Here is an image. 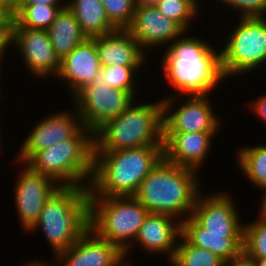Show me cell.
I'll use <instances>...</instances> for the list:
<instances>
[{
  "label": "cell",
  "mask_w": 266,
  "mask_h": 266,
  "mask_svg": "<svg viewBox=\"0 0 266 266\" xmlns=\"http://www.w3.org/2000/svg\"><path fill=\"white\" fill-rule=\"evenodd\" d=\"M95 45L101 66H142L147 60L146 52L127 29L96 36Z\"/></svg>",
  "instance_id": "cell-20"
},
{
  "label": "cell",
  "mask_w": 266,
  "mask_h": 266,
  "mask_svg": "<svg viewBox=\"0 0 266 266\" xmlns=\"http://www.w3.org/2000/svg\"><path fill=\"white\" fill-rule=\"evenodd\" d=\"M1 66H2V65L0 64V74H2V73H1V72H2V71H1L2 67H1ZM0 78H1V75H0Z\"/></svg>",
  "instance_id": "cell-44"
},
{
  "label": "cell",
  "mask_w": 266,
  "mask_h": 266,
  "mask_svg": "<svg viewBox=\"0 0 266 266\" xmlns=\"http://www.w3.org/2000/svg\"><path fill=\"white\" fill-rule=\"evenodd\" d=\"M225 266H257L256 260L248 256L243 250L227 262Z\"/></svg>",
  "instance_id": "cell-34"
},
{
  "label": "cell",
  "mask_w": 266,
  "mask_h": 266,
  "mask_svg": "<svg viewBox=\"0 0 266 266\" xmlns=\"http://www.w3.org/2000/svg\"><path fill=\"white\" fill-rule=\"evenodd\" d=\"M229 32L226 45L220 50L221 71L224 78L257 71L266 64V18H238ZM255 69V70H254Z\"/></svg>",
  "instance_id": "cell-8"
},
{
  "label": "cell",
  "mask_w": 266,
  "mask_h": 266,
  "mask_svg": "<svg viewBox=\"0 0 266 266\" xmlns=\"http://www.w3.org/2000/svg\"><path fill=\"white\" fill-rule=\"evenodd\" d=\"M66 7L74 14L87 38L117 30L108 19L101 0H68Z\"/></svg>",
  "instance_id": "cell-22"
},
{
  "label": "cell",
  "mask_w": 266,
  "mask_h": 266,
  "mask_svg": "<svg viewBox=\"0 0 266 266\" xmlns=\"http://www.w3.org/2000/svg\"><path fill=\"white\" fill-rule=\"evenodd\" d=\"M175 254L170 261L172 266H225L226 262L208 249L190 244L180 235Z\"/></svg>",
  "instance_id": "cell-26"
},
{
  "label": "cell",
  "mask_w": 266,
  "mask_h": 266,
  "mask_svg": "<svg viewBox=\"0 0 266 266\" xmlns=\"http://www.w3.org/2000/svg\"><path fill=\"white\" fill-rule=\"evenodd\" d=\"M217 132H163L164 158L196 171L203 165Z\"/></svg>",
  "instance_id": "cell-18"
},
{
  "label": "cell",
  "mask_w": 266,
  "mask_h": 266,
  "mask_svg": "<svg viewBox=\"0 0 266 266\" xmlns=\"http://www.w3.org/2000/svg\"><path fill=\"white\" fill-rule=\"evenodd\" d=\"M89 197L87 187L61 186L47 200L28 233L41 229L55 258L90 228Z\"/></svg>",
  "instance_id": "cell-4"
},
{
  "label": "cell",
  "mask_w": 266,
  "mask_h": 266,
  "mask_svg": "<svg viewBox=\"0 0 266 266\" xmlns=\"http://www.w3.org/2000/svg\"><path fill=\"white\" fill-rule=\"evenodd\" d=\"M261 189L263 190V198L259 209L266 210V185H264Z\"/></svg>",
  "instance_id": "cell-40"
},
{
  "label": "cell",
  "mask_w": 266,
  "mask_h": 266,
  "mask_svg": "<svg viewBox=\"0 0 266 266\" xmlns=\"http://www.w3.org/2000/svg\"><path fill=\"white\" fill-rule=\"evenodd\" d=\"M163 157V146L94 150L90 196H134Z\"/></svg>",
  "instance_id": "cell-2"
},
{
  "label": "cell",
  "mask_w": 266,
  "mask_h": 266,
  "mask_svg": "<svg viewBox=\"0 0 266 266\" xmlns=\"http://www.w3.org/2000/svg\"><path fill=\"white\" fill-rule=\"evenodd\" d=\"M4 8L13 16L19 9H21L26 0H0Z\"/></svg>",
  "instance_id": "cell-35"
},
{
  "label": "cell",
  "mask_w": 266,
  "mask_h": 266,
  "mask_svg": "<svg viewBox=\"0 0 266 266\" xmlns=\"http://www.w3.org/2000/svg\"><path fill=\"white\" fill-rule=\"evenodd\" d=\"M180 235L181 222L178 219L164 214L148 213L134 242L150 254L166 255L170 262Z\"/></svg>",
  "instance_id": "cell-19"
},
{
  "label": "cell",
  "mask_w": 266,
  "mask_h": 266,
  "mask_svg": "<svg viewBox=\"0 0 266 266\" xmlns=\"http://www.w3.org/2000/svg\"><path fill=\"white\" fill-rule=\"evenodd\" d=\"M181 235L190 244L208 249L226 263L242 251L243 235L206 234V229L200 226L191 216L182 217Z\"/></svg>",
  "instance_id": "cell-21"
},
{
  "label": "cell",
  "mask_w": 266,
  "mask_h": 266,
  "mask_svg": "<svg viewBox=\"0 0 266 266\" xmlns=\"http://www.w3.org/2000/svg\"><path fill=\"white\" fill-rule=\"evenodd\" d=\"M184 34L164 50L163 75L177 92L172 96L209 95L225 80L220 51L205 39Z\"/></svg>",
  "instance_id": "cell-1"
},
{
  "label": "cell",
  "mask_w": 266,
  "mask_h": 266,
  "mask_svg": "<svg viewBox=\"0 0 266 266\" xmlns=\"http://www.w3.org/2000/svg\"><path fill=\"white\" fill-rule=\"evenodd\" d=\"M242 250L251 258H266V223L259 216L244 224Z\"/></svg>",
  "instance_id": "cell-29"
},
{
  "label": "cell",
  "mask_w": 266,
  "mask_h": 266,
  "mask_svg": "<svg viewBox=\"0 0 266 266\" xmlns=\"http://www.w3.org/2000/svg\"><path fill=\"white\" fill-rule=\"evenodd\" d=\"M257 266H266V258L263 259H255Z\"/></svg>",
  "instance_id": "cell-41"
},
{
  "label": "cell",
  "mask_w": 266,
  "mask_h": 266,
  "mask_svg": "<svg viewBox=\"0 0 266 266\" xmlns=\"http://www.w3.org/2000/svg\"><path fill=\"white\" fill-rule=\"evenodd\" d=\"M158 0H135V7L155 6Z\"/></svg>",
  "instance_id": "cell-38"
},
{
  "label": "cell",
  "mask_w": 266,
  "mask_h": 266,
  "mask_svg": "<svg viewBox=\"0 0 266 266\" xmlns=\"http://www.w3.org/2000/svg\"><path fill=\"white\" fill-rule=\"evenodd\" d=\"M237 164L241 172L256 188L266 185V143L242 147L237 152Z\"/></svg>",
  "instance_id": "cell-24"
},
{
  "label": "cell",
  "mask_w": 266,
  "mask_h": 266,
  "mask_svg": "<svg viewBox=\"0 0 266 266\" xmlns=\"http://www.w3.org/2000/svg\"><path fill=\"white\" fill-rule=\"evenodd\" d=\"M36 4L66 5V1L64 0H26L24 5H36Z\"/></svg>",
  "instance_id": "cell-37"
},
{
  "label": "cell",
  "mask_w": 266,
  "mask_h": 266,
  "mask_svg": "<svg viewBox=\"0 0 266 266\" xmlns=\"http://www.w3.org/2000/svg\"><path fill=\"white\" fill-rule=\"evenodd\" d=\"M127 30L146 53L155 46H168L183 33L187 34L177 22L163 16L156 6L135 7L132 23Z\"/></svg>",
  "instance_id": "cell-16"
},
{
  "label": "cell",
  "mask_w": 266,
  "mask_h": 266,
  "mask_svg": "<svg viewBox=\"0 0 266 266\" xmlns=\"http://www.w3.org/2000/svg\"><path fill=\"white\" fill-rule=\"evenodd\" d=\"M74 112L64 110L48 114L36 123L29 135L21 143L16 163L22 165L37 151L43 150L66 139L73 138L83 127L80 115L74 107Z\"/></svg>",
  "instance_id": "cell-12"
},
{
  "label": "cell",
  "mask_w": 266,
  "mask_h": 266,
  "mask_svg": "<svg viewBox=\"0 0 266 266\" xmlns=\"http://www.w3.org/2000/svg\"><path fill=\"white\" fill-rule=\"evenodd\" d=\"M163 16L173 19L186 32L190 28L191 20L198 17V0H158L155 5Z\"/></svg>",
  "instance_id": "cell-28"
},
{
  "label": "cell",
  "mask_w": 266,
  "mask_h": 266,
  "mask_svg": "<svg viewBox=\"0 0 266 266\" xmlns=\"http://www.w3.org/2000/svg\"><path fill=\"white\" fill-rule=\"evenodd\" d=\"M30 74L39 78L57 76L61 60L56 55L47 30L12 27V42Z\"/></svg>",
  "instance_id": "cell-13"
},
{
  "label": "cell",
  "mask_w": 266,
  "mask_h": 266,
  "mask_svg": "<svg viewBox=\"0 0 266 266\" xmlns=\"http://www.w3.org/2000/svg\"><path fill=\"white\" fill-rule=\"evenodd\" d=\"M27 263V264H26ZM25 263V265H23V266H53V265H51V264H49L48 262H44V260L42 259V260H38L37 259V261L36 260H31V261H27Z\"/></svg>",
  "instance_id": "cell-39"
},
{
  "label": "cell",
  "mask_w": 266,
  "mask_h": 266,
  "mask_svg": "<svg viewBox=\"0 0 266 266\" xmlns=\"http://www.w3.org/2000/svg\"><path fill=\"white\" fill-rule=\"evenodd\" d=\"M95 37L87 38L61 60L58 75L74 97L82 88L97 80L101 71Z\"/></svg>",
  "instance_id": "cell-17"
},
{
  "label": "cell",
  "mask_w": 266,
  "mask_h": 266,
  "mask_svg": "<svg viewBox=\"0 0 266 266\" xmlns=\"http://www.w3.org/2000/svg\"><path fill=\"white\" fill-rule=\"evenodd\" d=\"M47 32L60 60L87 39L76 17L67 7L60 10Z\"/></svg>",
  "instance_id": "cell-23"
},
{
  "label": "cell",
  "mask_w": 266,
  "mask_h": 266,
  "mask_svg": "<svg viewBox=\"0 0 266 266\" xmlns=\"http://www.w3.org/2000/svg\"><path fill=\"white\" fill-rule=\"evenodd\" d=\"M24 165L16 177L13 195L21 226L28 232L37 222L47 200L61 186L51 177L34 171L26 163Z\"/></svg>",
  "instance_id": "cell-11"
},
{
  "label": "cell",
  "mask_w": 266,
  "mask_h": 266,
  "mask_svg": "<svg viewBox=\"0 0 266 266\" xmlns=\"http://www.w3.org/2000/svg\"><path fill=\"white\" fill-rule=\"evenodd\" d=\"M12 42V20L4 27L0 28V64L3 65L2 61L4 59L6 49Z\"/></svg>",
  "instance_id": "cell-32"
},
{
  "label": "cell",
  "mask_w": 266,
  "mask_h": 266,
  "mask_svg": "<svg viewBox=\"0 0 266 266\" xmlns=\"http://www.w3.org/2000/svg\"><path fill=\"white\" fill-rule=\"evenodd\" d=\"M66 5H24L12 17V27L47 30Z\"/></svg>",
  "instance_id": "cell-25"
},
{
  "label": "cell",
  "mask_w": 266,
  "mask_h": 266,
  "mask_svg": "<svg viewBox=\"0 0 266 266\" xmlns=\"http://www.w3.org/2000/svg\"><path fill=\"white\" fill-rule=\"evenodd\" d=\"M120 266H130V262L129 263H126V262H124L122 265H120Z\"/></svg>",
  "instance_id": "cell-43"
},
{
  "label": "cell",
  "mask_w": 266,
  "mask_h": 266,
  "mask_svg": "<svg viewBox=\"0 0 266 266\" xmlns=\"http://www.w3.org/2000/svg\"><path fill=\"white\" fill-rule=\"evenodd\" d=\"M1 145H2V144H1V134H0V148H1ZM0 151H1V149H0Z\"/></svg>",
  "instance_id": "cell-45"
},
{
  "label": "cell",
  "mask_w": 266,
  "mask_h": 266,
  "mask_svg": "<svg viewBox=\"0 0 266 266\" xmlns=\"http://www.w3.org/2000/svg\"><path fill=\"white\" fill-rule=\"evenodd\" d=\"M12 19V15L4 8L3 4L0 2V28H4Z\"/></svg>",
  "instance_id": "cell-36"
},
{
  "label": "cell",
  "mask_w": 266,
  "mask_h": 266,
  "mask_svg": "<svg viewBox=\"0 0 266 266\" xmlns=\"http://www.w3.org/2000/svg\"><path fill=\"white\" fill-rule=\"evenodd\" d=\"M208 194L199 193L191 217L203 228L206 234L243 235L244 223L231 199L230 194L222 191Z\"/></svg>",
  "instance_id": "cell-14"
},
{
  "label": "cell",
  "mask_w": 266,
  "mask_h": 266,
  "mask_svg": "<svg viewBox=\"0 0 266 266\" xmlns=\"http://www.w3.org/2000/svg\"><path fill=\"white\" fill-rule=\"evenodd\" d=\"M107 17L117 29H127L133 20L135 0H101Z\"/></svg>",
  "instance_id": "cell-30"
},
{
  "label": "cell",
  "mask_w": 266,
  "mask_h": 266,
  "mask_svg": "<svg viewBox=\"0 0 266 266\" xmlns=\"http://www.w3.org/2000/svg\"><path fill=\"white\" fill-rule=\"evenodd\" d=\"M163 146V100L136 103L94 132V150Z\"/></svg>",
  "instance_id": "cell-5"
},
{
  "label": "cell",
  "mask_w": 266,
  "mask_h": 266,
  "mask_svg": "<svg viewBox=\"0 0 266 266\" xmlns=\"http://www.w3.org/2000/svg\"><path fill=\"white\" fill-rule=\"evenodd\" d=\"M148 213L134 196L89 197L90 228L115 244L124 253L125 260Z\"/></svg>",
  "instance_id": "cell-7"
},
{
  "label": "cell",
  "mask_w": 266,
  "mask_h": 266,
  "mask_svg": "<svg viewBox=\"0 0 266 266\" xmlns=\"http://www.w3.org/2000/svg\"><path fill=\"white\" fill-rule=\"evenodd\" d=\"M222 2L227 8L232 7L238 12L240 18L266 17V0H217Z\"/></svg>",
  "instance_id": "cell-31"
},
{
  "label": "cell",
  "mask_w": 266,
  "mask_h": 266,
  "mask_svg": "<svg viewBox=\"0 0 266 266\" xmlns=\"http://www.w3.org/2000/svg\"><path fill=\"white\" fill-rule=\"evenodd\" d=\"M54 260L50 262L54 266H120L125 262L124 253L91 228Z\"/></svg>",
  "instance_id": "cell-15"
},
{
  "label": "cell",
  "mask_w": 266,
  "mask_h": 266,
  "mask_svg": "<svg viewBox=\"0 0 266 266\" xmlns=\"http://www.w3.org/2000/svg\"><path fill=\"white\" fill-rule=\"evenodd\" d=\"M259 217L266 223V210H259Z\"/></svg>",
  "instance_id": "cell-42"
},
{
  "label": "cell",
  "mask_w": 266,
  "mask_h": 266,
  "mask_svg": "<svg viewBox=\"0 0 266 266\" xmlns=\"http://www.w3.org/2000/svg\"><path fill=\"white\" fill-rule=\"evenodd\" d=\"M134 98L136 97L128 91L112 88L98 81L85 86L71 97L84 127L93 133L107 120L124 112Z\"/></svg>",
  "instance_id": "cell-9"
},
{
  "label": "cell",
  "mask_w": 266,
  "mask_h": 266,
  "mask_svg": "<svg viewBox=\"0 0 266 266\" xmlns=\"http://www.w3.org/2000/svg\"><path fill=\"white\" fill-rule=\"evenodd\" d=\"M198 171L176 165L164 157L142 180L134 197L148 210L178 218L191 216L201 184Z\"/></svg>",
  "instance_id": "cell-3"
},
{
  "label": "cell",
  "mask_w": 266,
  "mask_h": 266,
  "mask_svg": "<svg viewBox=\"0 0 266 266\" xmlns=\"http://www.w3.org/2000/svg\"><path fill=\"white\" fill-rule=\"evenodd\" d=\"M248 104L253 113L266 123V93Z\"/></svg>",
  "instance_id": "cell-33"
},
{
  "label": "cell",
  "mask_w": 266,
  "mask_h": 266,
  "mask_svg": "<svg viewBox=\"0 0 266 266\" xmlns=\"http://www.w3.org/2000/svg\"><path fill=\"white\" fill-rule=\"evenodd\" d=\"M142 66H120L117 64L102 66L97 77L98 82H104L109 87L128 91L135 97V77Z\"/></svg>",
  "instance_id": "cell-27"
},
{
  "label": "cell",
  "mask_w": 266,
  "mask_h": 266,
  "mask_svg": "<svg viewBox=\"0 0 266 266\" xmlns=\"http://www.w3.org/2000/svg\"><path fill=\"white\" fill-rule=\"evenodd\" d=\"M93 162L94 133L83 127L73 138L35 152L25 163L34 171L51 177L60 186L89 188Z\"/></svg>",
  "instance_id": "cell-6"
},
{
  "label": "cell",
  "mask_w": 266,
  "mask_h": 266,
  "mask_svg": "<svg viewBox=\"0 0 266 266\" xmlns=\"http://www.w3.org/2000/svg\"><path fill=\"white\" fill-rule=\"evenodd\" d=\"M209 97L186 95L182 105L175 108L179 96H164L163 132H218L221 118L214 113Z\"/></svg>",
  "instance_id": "cell-10"
}]
</instances>
